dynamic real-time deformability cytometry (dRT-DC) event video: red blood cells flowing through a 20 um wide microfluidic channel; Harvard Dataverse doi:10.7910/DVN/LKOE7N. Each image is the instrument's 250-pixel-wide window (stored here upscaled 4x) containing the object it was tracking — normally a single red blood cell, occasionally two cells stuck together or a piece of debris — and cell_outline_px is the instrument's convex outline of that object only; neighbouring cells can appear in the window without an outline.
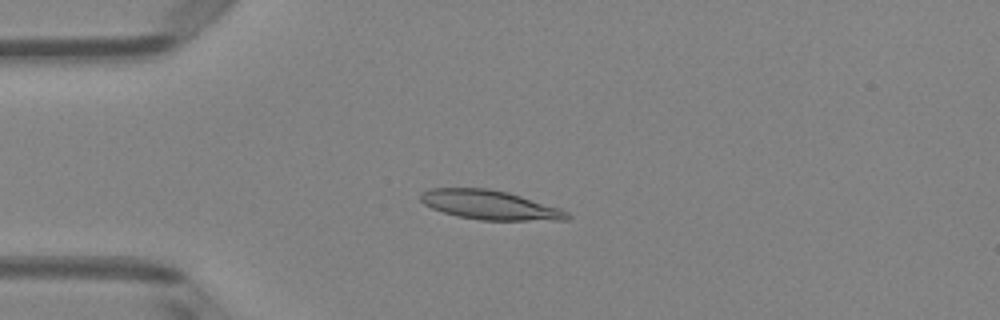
{"species": "Egyptian fruit bat (a non-hibernating species)", "species_latin": "Rousettus aegyptiacus", "temperature_condition": "room temperature", "stored_images_in_passage": 50, "camera_frame_rate_fps": 3000, "um_per_image_px": 0.085, "animal": {"sex": "female"}, "frame": {"image": 1, "passage_image": 13, "time_ms": 4.0, "image_size_px": [1000, 320], "cell_outline_px": [[572, 216], [568, 220], [480, 220], [456, 216], [432, 208], [424, 204], [420, 200], [420, 192], [428, 188], [488, 188], [508, 192], [560, 208], [568, 212]], "centroid_in_image_um": [41.63, 17.42], "position_along_channel_um": 43.4, "area_um2": 25.09}}
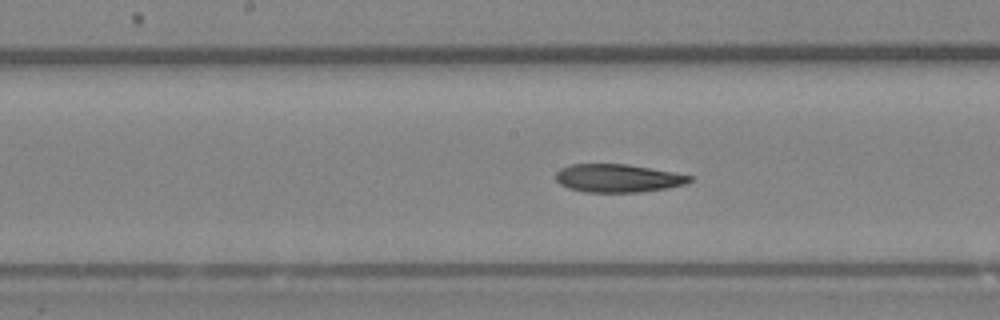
{"frame": {"image": 2, "passage_image": 26, "time_ms": 8.333, "image_size_px": [1000, 320], "cell_outline_px": [[692, 180], [684, 184], [668, 188], [640, 192], [584, 192], [568, 188], [560, 184], [556, 180], [556, 172], [560, 168], [572, 164], [628, 164], [672, 172], [692, 176]], "centroid_in_image_um": [52.49, 15.15], "position_along_channel_um": 195.7, "area_um2": 21.91}}
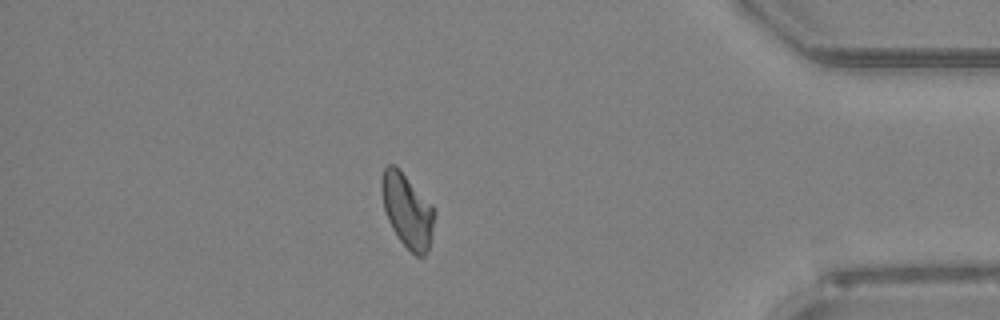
{"frame": {"image": 3, "passage_image": 44, "time_ms": 14.333, "image_size_px": [1000, 320], "cell_outline_px": [[436, 212], [432, 232], [428, 248], [424, 256], [416, 256], [400, 240], [392, 228], [388, 220], [384, 208], [380, 188], [380, 180], [384, 168], [388, 164], [396, 164], [432, 204]], "centroid_in_image_um": [34.61, 17.84], "position_along_channel_um": 400.6, "area_um2": 22.83}, "authors_computed_cell_mechanics": {"area_um2": 23.0622, "velocity_mm_per_s": 4.0317, "shape_relaxation_time_tau1_ms": null, "shape_relaxation_time_tau2_ms": 6.9784, "deformation_change_tau1": null, "deformation_change_tau2": 0.1259}}